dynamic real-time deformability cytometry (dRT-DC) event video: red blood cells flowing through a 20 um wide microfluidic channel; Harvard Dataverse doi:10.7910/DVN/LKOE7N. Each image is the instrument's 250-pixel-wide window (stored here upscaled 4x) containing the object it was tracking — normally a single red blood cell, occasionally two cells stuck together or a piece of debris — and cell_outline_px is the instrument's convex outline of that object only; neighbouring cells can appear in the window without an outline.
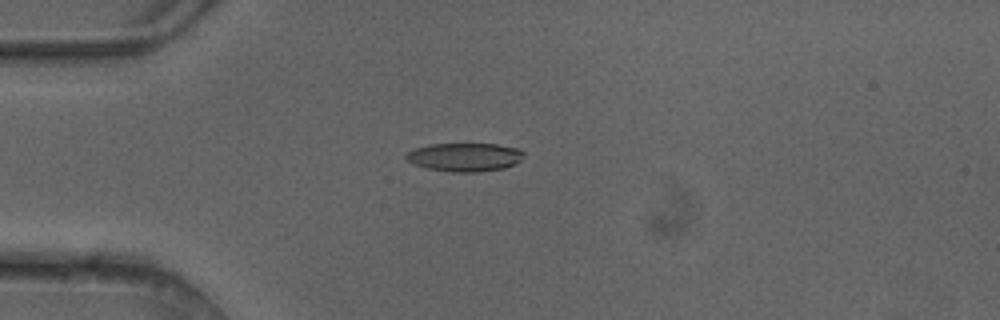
{"species": "common noctule bat (a hibernating species)", "species_latin": "Nyctalus noctula", "temperature_condition": "cold", "stored_images_in_passage": 4, "camera_frame_rate_fps": 3000, "um_per_image_px": 0.085, "animal": {"sex": "female"}, "frame": {"image": 1, "passage_image": 4, "time_ms": 1.0, "image_size_px": [1000, 320], "cell_outline_px": [[524, 156], [520, 160], [504, 168], [480, 172], [452, 172], [428, 168], [416, 164], [408, 160], [404, 156], [412, 148], [428, 144], [496, 144], [520, 148], [524, 152]], "centroid_in_image_um": [39.51, 13.34], "position_along_channel_um": 45.5, "area_um2": 19.54}}